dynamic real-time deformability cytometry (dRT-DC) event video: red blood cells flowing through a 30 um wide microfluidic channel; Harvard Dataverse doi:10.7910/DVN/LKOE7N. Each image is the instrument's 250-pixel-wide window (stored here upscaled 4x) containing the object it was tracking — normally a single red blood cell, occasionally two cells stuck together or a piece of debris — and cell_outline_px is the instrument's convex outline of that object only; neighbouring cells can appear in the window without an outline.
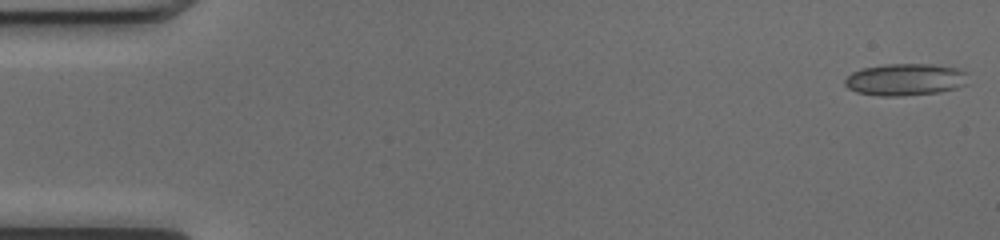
{"species": "common noctule bat (a hibernating species)", "species_latin": "Nyctalus noctula", "temperature_condition": "cold", "stored_images_in_passage": 16, "camera_frame_rate_fps": 3000, "um_per_image_px": 0.085, "animal": {"sex": "female", "body_mass_g": 17.0, "forearm_length_mm": 48.0}, "frame": {"image": 1, "passage_image": 1, "time_ms": 0.0, "image_size_px": [1000, 240], "cell_outline_px": [[968, 84], [956, 88], [940, 92], [904, 96], [880, 96], [856, 92], [848, 88], [844, 84], [844, 80], [852, 72], [860, 68], [884, 64], [932, 64], [960, 68], [968, 72]], "centroid_in_image_um": [76.99, 6.76], "position_along_channel_um": 8.0, "area_um2": 23.47}}
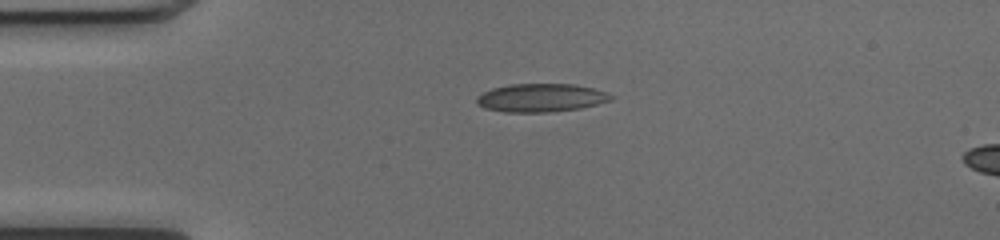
{"frame": {"image": 2, "passage_image": 12, "time_ms": 3.667, "image_size_px": [1000, 240], "cell_outline_px": [[616, 96], [612, 100], [580, 108], [552, 112], [504, 112], [484, 108], [476, 104], [476, 96], [492, 88], [508, 84], [576, 84], [592, 88]], "centroid_in_image_um": [45.96, 8.31], "position_along_channel_um": 39.0, "area_um2": 22.25}}